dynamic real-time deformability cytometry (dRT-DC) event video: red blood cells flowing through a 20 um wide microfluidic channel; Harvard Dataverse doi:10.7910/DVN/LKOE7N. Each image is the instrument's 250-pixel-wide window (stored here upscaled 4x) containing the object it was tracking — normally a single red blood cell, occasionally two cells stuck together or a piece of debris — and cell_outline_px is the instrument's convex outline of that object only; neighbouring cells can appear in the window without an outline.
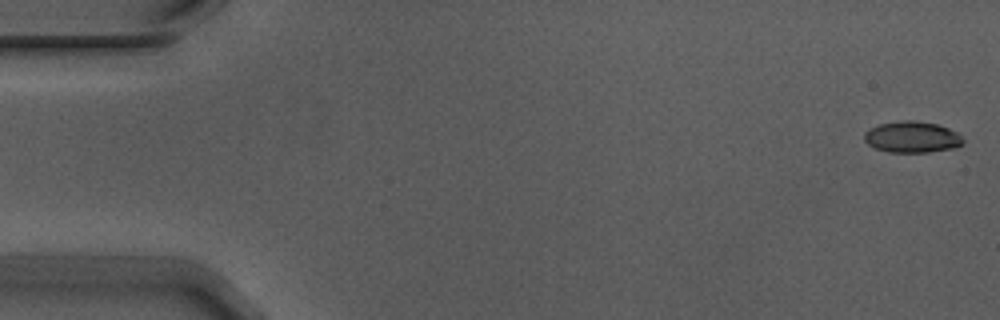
{"species": "Egyptian fruit bat (a non-hibernating species)", "species_latin": "Rousettus aegyptiacus", "temperature_condition": "warm", "stored_images_in_passage": 5, "camera_frame_rate_fps": 3000, "um_per_image_px": 0.085, "animal": {"sex": "male"}, "frame": {"image": 1, "passage_image": 1, "time_ms": 0.0, "image_size_px": [1000, 320], "cell_outline_px": [[964, 144], [952, 148], [928, 152], [888, 152], [876, 148], [868, 144], [864, 140], [864, 132], [880, 124], [900, 120], [912, 120], [936, 124], [948, 128], [956, 132], [964, 140]], "centroid_in_image_um": [77.52, 11.65], "position_along_channel_um": 7.5, "area_um2": 17.86}}